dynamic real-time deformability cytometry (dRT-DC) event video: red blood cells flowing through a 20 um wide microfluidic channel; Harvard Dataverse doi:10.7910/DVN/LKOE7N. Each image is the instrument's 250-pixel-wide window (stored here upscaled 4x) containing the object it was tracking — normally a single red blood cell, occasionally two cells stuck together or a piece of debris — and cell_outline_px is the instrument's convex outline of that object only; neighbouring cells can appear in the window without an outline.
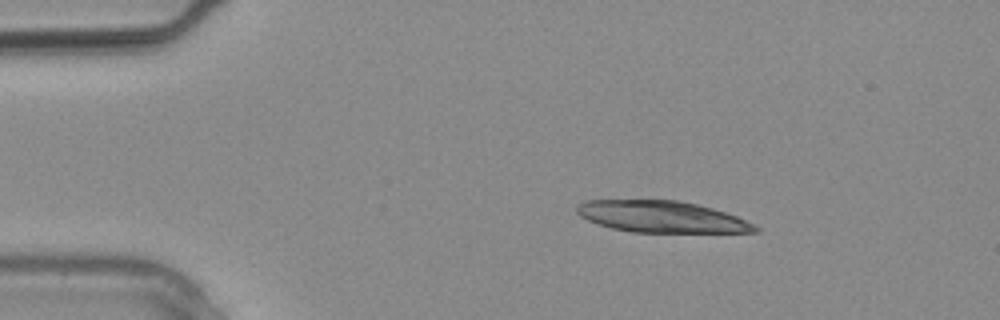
{"species": "common noctule bat (a hibernating species)", "species_latin": "Nyctalus noctula", "temperature_condition": "warm", "stored_images_in_passage": 2, "camera_frame_rate_fps": 3000, "um_per_image_px": 0.085, "animal": {"sex": "male", "body_mass_g": 20.4}, "frame": {"image": 1, "passage_image": 1, "time_ms": 0.0, "image_size_px": [1000, 320], "cell_outline_px": [[760, 232], [632, 232], [612, 228], [588, 220], [580, 216], [576, 212], [576, 204], [584, 200], [676, 200], [696, 204], [712, 208], [736, 216], [760, 228]], "centroid_in_image_um": [56.2, 18.42], "position_along_channel_um": 28.8, "area_um2": 32.54}}